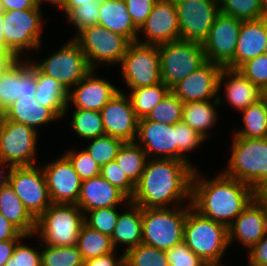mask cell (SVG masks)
I'll return each instance as SVG.
<instances>
[{"label": "cell", "mask_w": 267, "mask_h": 266, "mask_svg": "<svg viewBox=\"0 0 267 266\" xmlns=\"http://www.w3.org/2000/svg\"><path fill=\"white\" fill-rule=\"evenodd\" d=\"M161 80L170 89L206 61L202 43L179 39L158 46Z\"/></svg>", "instance_id": "ba28073f"}, {"label": "cell", "mask_w": 267, "mask_h": 266, "mask_svg": "<svg viewBox=\"0 0 267 266\" xmlns=\"http://www.w3.org/2000/svg\"><path fill=\"white\" fill-rule=\"evenodd\" d=\"M238 70L262 90L267 84V54L248 60Z\"/></svg>", "instance_id": "c3c4849f"}, {"label": "cell", "mask_w": 267, "mask_h": 266, "mask_svg": "<svg viewBox=\"0 0 267 266\" xmlns=\"http://www.w3.org/2000/svg\"><path fill=\"white\" fill-rule=\"evenodd\" d=\"M244 128L233 136L244 138H267V101L260 99L241 111Z\"/></svg>", "instance_id": "e575fe53"}, {"label": "cell", "mask_w": 267, "mask_h": 266, "mask_svg": "<svg viewBox=\"0 0 267 266\" xmlns=\"http://www.w3.org/2000/svg\"><path fill=\"white\" fill-rule=\"evenodd\" d=\"M5 119H6L5 110L0 107V130L1 127L3 126Z\"/></svg>", "instance_id": "03108f58"}, {"label": "cell", "mask_w": 267, "mask_h": 266, "mask_svg": "<svg viewBox=\"0 0 267 266\" xmlns=\"http://www.w3.org/2000/svg\"><path fill=\"white\" fill-rule=\"evenodd\" d=\"M126 207L127 210L119 214L117 224L111 235V241L115 249L118 244L127 245L125 252L142 244L143 211V208L131 201L127 203Z\"/></svg>", "instance_id": "83f0119b"}, {"label": "cell", "mask_w": 267, "mask_h": 266, "mask_svg": "<svg viewBox=\"0 0 267 266\" xmlns=\"http://www.w3.org/2000/svg\"><path fill=\"white\" fill-rule=\"evenodd\" d=\"M220 12L248 21L265 17L261 0H219Z\"/></svg>", "instance_id": "f35d334b"}, {"label": "cell", "mask_w": 267, "mask_h": 266, "mask_svg": "<svg viewBox=\"0 0 267 266\" xmlns=\"http://www.w3.org/2000/svg\"><path fill=\"white\" fill-rule=\"evenodd\" d=\"M15 58L6 50L0 49V73L6 69Z\"/></svg>", "instance_id": "91938a15"}, {"label": "cell", "mask_w": 267, "mask_h": 266, "mask_svg": "<svg viewBox=\"0 0 267 266\" xmlns=\"http://www.w3.org/2000/svg\"><path fill=\"white\" fill-rule=\"evenodd\" d=\"M0 213L22 234L34 236L36 219L28 212L9 184L0 192Z\"/></svg>", "instance_id": "f1b7e54d"}, {"label": "cell", "mask_w": 267, "mask_h": 266, "mask_svg": "<svg viewBox=\"0 0 267 266\" xmlns=\"http://www.w3.org/2000/svg\"><path fill=\"white\" fill-rule=\"evenodd\" d=\"M181 39L202 43L220 13L219 0H174Z\"/></svg>", "instance_id": "5bb4252c"}, {"label": "cell", "mask_w": 267, "mask_h": 266, "mask_svg": "<svg viewBox=\"0 0 267 266\" xmlns=\"http://www.w3.org/2000/svg\"><path fill=\"white\" fill-rule=\"evenodd\" d=\"M148 156L136 142H124L115 161L127 177L136 185L145 169Z\"/></svg>", "instance_id": "d6a6232c"}, {"label": "cell", "mask_w": 267, "mask_h": 266, "mask_svg": "<svg viewBox=\"0 0 267 266\" xmlns=\"http://www.w3.org/2000/svg\"><path fill=\"white\" fill-rule=\"evenodd\" d=\"M222 67L206 61L196 71L180 80L171 91L183 102L218 99V83Z\"/></svg>", "instance_id": "ffe728a7"}, {"label": "cell", "mask_w": 267, "mask_h": 266, "mask_svg": "<svg viewBox=\"0 0 267 266\" xmlns=\"http://www.w3.org/2000/svg\"><path fill=\"white\" fill-rule=\"evenodd\" d=\"M37 133L30 126L5 119L0 130V160L12 167L35 165Z\"/></svg>", "instance_id": "7c38bea8"}, {"label": "cell", "mask_w": 267, "mask_h": 266, "mask_svg": "<svg viewBox=\"0 0 267 266\" xmlns=\"http://www.w3.org/2000/svg\"><path fill=\"white\" fill-rule=\"evenodd\" d=\"M119 266H130L125 260H123Z\"/></svg>", "instance_id": "89a4df30"}, {"label": "cell", "mask_w": 267, "mask_h": 266, "mask_svg": "<svg viewBox=\"0 0 267 266\" xmlns=\"http://www.w3.org/2000/svg\"><path fill=\"white\" fill-rule=\"evenodd\" d=\"M28 237L30 236H25L24 234H22L15 226L11 224L9 220H7L0 213V241L10 239H23Z\"/></svg>", "instance_id": "db71d44e"}, {"label": "cell", "mask_w": 267, "mask_h": 266, "mask_svg": "<svg viewBox=\"0 0 267 266\" xmlns=\"http://www.w3.org/2000/svg\"><path fill=\"white\" fill-rule=\"evenodd\" d=\"M71 120L72 130L85 140L105 135L100 111L75 109Z\"/></svg>", "instance_id": "8d00e7d4"}, {"label": "cell", "mask_w": 267, "mask_h": 266, "mask_svg": "<svg viewBox=\"0 0 267 266\" xmlns=\"http://www.w3.org/2000/svg\"><path fill=\"white\" fill-rule=\"evenodd\" d=\"M21 239H10L0 241V266H5L6 262L13 255L14 248Z\"/></svg>", "instance_id": "6f0895ef"}, {"label": "cell", "mask_w": 267, "mask_h": 266, "mask_svg": "<svg viewBox=\"0 0 267 266\" xmlns=\"http://www.w3.org/2000/svg\"><path fill=\"white\" fill-rule=\"evenodd\" d=\"M99 10L97 24L122 35L130 42L139 41V31L131 20L124 0H102Z\"/></svg>", "instance_id": "4316f807"}, {"label": "cell", "mask_w": 267, "mask_h": 266, "mask_svg": "<svg viewBox=\"0 0 267 266\" xmlns=\"http://www.w3.org/2000/svg\"><path fill=\"white\" fill-rule=\"evenodd\" d=\"M135 142L144 149L148 158L177 160L175 124L168 125L141 118Z\"/></svg>", "instance_id": "7402d4cb"}, {"label": "cell", "mask_w": 267, "mask_h": 266, "mask_svg": "<svg viewBox=\"0 0 267 266\" xmlns=\"http://www.w3.org/2000/svg\"><path fill=\"white\" fill-rule=\"evenodd\" d=\"M257 196L267 205V184L257 192Z\"/></svg>", "instance_id": "e7e4bbea"}, {"label": "cell", "mask_w": 267, "mask_h": 266, "mask_svg": "<svg viewBox=\"0 0 267 266\" xmlns=\"http://www.w3.org/2000/svg\"><path fill=\"white\" fill-rule=\"evenodd\" d=\"M100 2H94L92 4H82L76 8L71 9L66 17L68 22L73 24L77 29V32L84 28L96 25L99 18Z\"/></svg>", "instance_id": "f6af8a7d"}, {"label": "cell", "mask_w": 267, "mask_h": 266, "mask_svg": "<svg viewBox=\"0 0 267 266\" xmlns=\"http://www.w3.org/2000/svg\"><path fill=\"white\" fill-rule=\"evenodd\" d=\"M36 81L32 61L15 59L0 73V107L6 110L20 98L35 97Z\"/></svg>", "instance_id": "2e32d148"}, {"label": "cell", "mask_w": 267, "mask_h": 266, "mask_svg": "<svg viewBox=\"0 0 267 266\" xmlns=\"http://www.w3.org/2000/svg\"><path fill=\"white\" fill-rule=\"evenodd\" d=\"M193 166L190 160L148 158L130 201L141 208H170L171 203L178 207L182 200L191 203Z\"/></svg>", "instance_id": "6da1fadb"}, {"label": "cell", "mask_w": 267, "mask_h": 266, "mask_svg": "<svg viewBox=\"0 0 267 266\" xmlns=\"http://www.w3.org/2000/svg\"><path fill=\"white\" fill-rule=\"evenodd\" d=\"M175 131L177 137V160L188 161L187 152L195 150L205 139L183 121L175 124Z\"/></svg>", "instance_id": "ee69618b"}, {"label": "cell", "mask_w": 267, "mask_h": 266, "mask_svg": "<svg viewBox=\"0 0 267 266\" xmlns=\"http://www.w3.org/2000/svg\"><path fill=\"white\" fill-rule=\"evenodd\" d=\"M243 20L219 13L202 42L206 59L226 67L233 59Z\"/></svg>", "instance_id": "9a60e30c"}, {"label": "cell", "mask_w": 267, "mask_h": 266, "mask_svg": "<svg viewBox=\"0 0 267 266\" xmlns=\"http://www.w3.org/2000/svg\"><path fill=\"white\" fill-rule=\"evenodd\" d=\"M42 170L53 204H77L82 181L64 154L47 163Z\"/></svg>", "instance_id": "ac0fdd59"}, {"label": "cell", "mask_w": 267, "mask_h": 266, "mask_svg": "<svg viewBox=\"0 0 267 266\" xmlns=\"http://www.w3.org/2000/svg\"><path fill=\"white\" fill-rule=\"evenodd\" d=\"M170 91L171 89L163 82L153 86L131 89L129 98L137 117L145 118Z\"/></svg>", "instance_id": "d590c367"}, {"label": "cell", "mask_w": 267, "mask_h": 266, "mask_svg": "<svg viewBox=\"0 0 267 266\" xmlns=\"http://www.w3.org/2000/svg\"><path fill=\"white\" fill-rule=\"evenodd\" d=\"M135 27L139 30L157 0H124Z\"/></svg>", "instance_id": "816d5d0a"}, {"label": "cell", "mask_w": 267, "mask_h": 266, "mask_svg": "<svg viewBox=\"0 0 267 266\" xmlns=\"http://www.w3.org/2000/svg\"><path fill=\"white\" fill-rule=\"evenodd\" d=\"M100 175L122 191L129 199L133 197L136 185L127 177L115 160L103 165L100 169Z\"/></svg>", "instance_id": "7dc6e473"}, {"label": "cell", "mask_w": 267, "mask_h": 266, "mask_svg": "<svg viewBox=\"0 0 267 266\" xmlns=\"http://www.w3.org/2000/svg\"><path fill=\"white\" fill-rule=\"evenodd\" d=\"M84 213L76 204H51L36 219L34 235H39L43 245H77Z\"/></svg>", "instance_id": "5b68a950"}, {"label": "cell", "mask_w": 267, "mask_h": 266, "mask_svg": "<svg viewBox=\"0 0 267 266\" xmlns=\"http://www.w3.org/2000/svg\"><path fill=\"white\" fill-rule=\"evenodd\" d=\"M249 266L267 265V231L248 252Z\"/></svg>", "instance_id": "f5cc1de1"}, {"label": "cell", "mask_w": 267, "mask_h": 266, "mask_svg": "<svg viewBox=\"0 0 267 266\" xmlns=\"http://www.w3.org/2000/svg\"><path fill=\"white\" fill-rule=\"evenodd\" d=\"M87 214H90V216ZM119 214L117 207H105L90 210L84 213V224L111 237L117 224Z\"/></svg>", "instance_id": "7bdbcfd3"}, {"label": "cell", "mask_w": 267, "mask_h": 266, "mask_svg": "<svg viewBox=\"0 0 267 266\" xmlns=\"http://www.w3.org/2000/svg\"><path fill=\"white\" fill-rule=\"evenodd\" d=\"M34 0H0V10H26L35 8Z\"/></svg>", "instance_id": "9f6ffc18"}, {"label": "cell", "mask_w": 267, "mask_h": 266, "mask_svg": "<svg viewBox=\"0 0 267 266\" xmlns=\"http://www.w3.org/2000/svg\"><path fill=\"white\" fill-rule=\"evenodd\" d=\"M265 54H267V41H266V47H265Z\"/></svg>", "instance_id": "8c879c8a"}, {"label": "cell", "mask_w": 267, "mask_h": 266, "mask_svg": "<svg viewBox=\"0 0 267 266\" xmlns=\"http://www.w3.org/2000/svg\"><path fill=\"white\" fill-rule=\"evenodd\" d=\"M169 266H204L207 263L188 248L184 241L165 251Z\"/></svg>", "instance_id": "681fc988"}, {"label": "cell", "mask_w": 267, "mask_h": 266, "mask_svg": "<svg viewBox=\"0 0 267 266\" xmlns=\"http://www.w3.org/2000/svg\"><path fill=\"white\" fill-rule=\"evenodd\" d=\"M261 91H262V99L267 101V84Z\"/></svg>", "instance_id": "003e7915"}, {"label": "cell", "mask_w": 267, "mask_h": 266, "mask_svg": "<svg viewBox=\"0 0 267 266\" xmlns=\"http://www.w3.org/2000/svg\"><path fill=\"white\" fill-rule=\"evenodd\" d=\"M183 105L184 103L170 91L145 119L174 125L182 121Z\"/></svg>", "instance_id": "ab89813d"}, {"label": "cell", "mask_w": 267, "mask_h": 266, "mask_svg": "<svg viewBox=\"0 0 267 266\" xmlns=\"http://www.w3.org/2000/svg\"><path fill=\"white\" fill-rule=\"evenodd\" d=\"M223 80H227L224 84L225 98L227 97L228 102L240 111L262 99L261 89L250 82L238 69L222 67L218 91L225 82Z\"/></svg>", "instance_id": "484cf974"}, {"label": "cell", "mask_w": 267, "mask_h": 266, "mask_svg": "<svg viewBox=\"0 0 267 266\" xmlns=\"http://www.w3.org/2000/svg\"><path fill=\"white\" fill-rule=\"evenodd\" d=\"M9 167L8 169V172L5 174L4 173V168L5 167ZM0 192L2 191V189L7 185L9 184V176H10V173H11V170H12V166L2 162L0 160ZM4 174V175H3Z\"/></svg>", "instance_id": "94428289"}, {"label": "cell", "mask_w": 267, "mask_h": 266, "mask_svg": "<svg viewBox=\"0 0 267 266\" xmlns=\"http://www.w3.org/2000/svg\"><path fill=\"white\" fill-rule=\"evenodd\" d=\"M201 176L195 169L191 206L203 216L227 228L257 195L248 184L227 177L222 172L211 180Z\"/></svg>", "instance_id": "7a4b0ae2"}, {"label": "cell", "mask_w": 267, "mask_h": 266, "mask_svg": "<svg viewBox=\"0 0 267 266\" xmlns=\"http://www.w3.org/2000/svg\"><path fill=\"white\" fill-rule=\"evenodd\" d=\"M204 266H222V265H219V264H206Z\"/></svg>", "instance_id": "2644e50d"}, {"label": "cell", "mask_w": 267, "mask_h": 266, "mask_svg": "<svg viewBox=\"0 0 267 266\" xmlns=\"http://www.w3.org/2000/svg\"><path fill=\"white\" fill-rule=\"evenodd\" d=\"M222 99L214 101L185 102L183 105L182 121L194 129L205 140L209 136L208 130L213 128L217 120L216 107L220 106Z\"/></svg>", "instance_id": "4dcf8cb0"}, {"label": "cell", "mask_w": 267, "mask_h": 266, "mask_svg": "<svg viewBox=\"0 0 267 266\" xmlns=\"http://www.w3.org/2000/svg\"><path fill=\"white\" fill-rule=\"evenodd\" d=\"M37 6L26 10L2 11L4 50L15 59L27 49L38 50L41 47L42 15Z\"/></svg>", "instance_id": "52a82bcc"}, {"label": "cell", "mask_w": 267, "mask_h": 266, "mask_svg": "<svg viewBox=\"0 0 267 266\" xmlns=\"http://www.w3.org/2000/svg\"><path fill=\"white\" fill-rule=\"evenodd\" d=\"M84 262L77 245H44L41 250V266H84Z\"/></svg>", "instance_id": "74e56055"}, {"label": "cell", "mask_w": 267, "mask_h": 266, "mask_svg": "<svg viewBox=\"0 0 267 266\" xmlns=\"http://www.w3.org/2000/svg\"><path fill=\"white\" fill-rule=\"evenodd\" d=\"M77 247L85 260L107 255L115 251L111 237L83 224L80 228Z\"/></svg>", "instance_id": "836d02e7"}, {"label": "cell", "mask_w": 267, "mask_h": 266, "mask_svg": "<svg viewBox=\"0 0 267 266\" xmlns=\"http://www.w3.org/2000/svg\"><path fill=\"white\" fill-rule=\"evenodd\" d=\"M266 231L267 205L256 195L228 227V244L238 239L250 250Z\"/></svg>", "instance_id": "44dd1931"}, {"label": "cell", "mask_w": 267, "mask_h": 266, "mask_svg": "<svg viewBox=\"0 0 267 266\" xmlns=\"http://www.w3.org/2000/svg\"><path fill=\"white\" fill-rule=\"evenodd\" d=\"M227 177L248 184L256 193L267 184V138L233 136Z\"/></svg>", "instance_id": "3957f363"}, {"label": "cell", "mask_w": 267, "mask_h": 266, "mask_svg": "<svg viewBox=\"0 0 267 266\" xmlns=\"http://www.w3.org/2000/svg\"><path fill=\"white\" fill-rule=\"evenodd\" d=\"M6 120L22 123L37 128L40 125L59 119L49 108L36 101L35 97H26L16 100L6 110Z\"/></svg>", "instance_id": "f546056e"}, {"label": "cell", "mask_w": 267, "mask_h": 266, "mask_svg": "<svg viewBox=\"0 0 267 266\" xmlns=\"http://www.w3.org/2000/svg\"><path fill=\"white\" fill-rule=\"evenodd\" d=\"M102 0H63L61 10L67 14L71 9L76 8L82 4H92L94 2H101Z\"/></svg>", "instance_id": "680465c9"}, {"label": "cell", "mask_w": 267, "mask_h": 266, "mask_svg": "<svg viewBox=\"0 0 267 266\" xmlns=\"http://www.w3.org/2000/svg\"><path fill=\"white\" fill-rule=\"evenodd\" d=\"M123 253L130 266H169L165 251L143 243Z\"/></svg>", "instance_id": "60d3db41"}, {"label": "cell", "mask_w": 267, "mask_h": 266, "mask_svg": "<svg viewBox=\"0 0 267 266\" xmlns=\"http://www.w3.org/2000/svg\"><path fill=\"white\" fill-rule=\"evenodd\" d=\"M183 241L207 264H219L228 244V228L207 218L192 206L187 211Z\"/></svg>", "instance_id": "277c9868"}, {"label": "cell", "mask_w": 267, "mask_h": 266, "mask_svg": "<svg viewBox=\"0 0 267 266\" xmlns=\"http://www.w3.org/2000/svg\"><path fill=\"white\" fill-rule=\"evenodd\" d=\"M36 166L12 167L9 176V185L35 219L52 204L44 172Z\"/></svg>", "instance_id": "4fadbf2b"}, {"label": "cell", "mask_w": 267, "mask_h": 266, "mask_svg": "<svg viewBox=\"0 0 267 266\" xmlns=\"http://www.w3.org/2000/svg\"><path fill=\"white\" fill-rule=\"evenodd\" d=\"M119 90L106 79L95 77V69H92L68 91L66 112L69 102L74 104L75 109L101 111Z\"/></svg>", "instance_id": "603a6c76"}, {"label": "cell", "mask_w": 267, "mask_h": 266, "mask_svg": "<svg viewBox=\"0 0 267 266\" xmlns=\"http://www.w3.org/2000/svg\"><path fill=\"white\" fill-rule=\"evenodd\" d=\"M261 1L265 12V17H267V0H261Z\"/></svg>", "instance_id": "a7ac6f4b"}, {"label": "cell", "mask_w": 267, "mask_h": 266, "mask_svg": "<svg viewBox=\"0 0 267 266\" xmlns=\"http://www.w3.org/2000/svg\"><path fill=\"white\" fill-rule=\"evenodd\" d=\"M120 64L128 89L162 83L158 45L131 42Z\"/></svg>", "instance_id": "30bf717a"}, {"label": "cell", "mask_w": 267, "mask_h": 266, "mask_svg": "<svg viewBox=\"0 0 267 266\" xmlns=\"http://www.w3.org/2000/svg\"><path fill=\"white\" fill-rule=\"evenodd\" d=\"M138 31L145 35L143 44L159 46L181 39L174 0H157Z\"/></svg>", "instance_id": "d6986e66"}, {"label": "cell", "mask_w": 267, "mask_h": 266, "mask_svg": "<svg viewBox=\"0 0 267 266\" xmlns=\"http://www.w3.org/2000/svg\"><path fill=\"white\" fill-rule=\"evenodd\" d=\"M267 17L243 21L235 49L234 59L226 66L239 69L245 62L265 53Z\"/></svg>", "instance_id": "d4e9b609"}, {"label": "cell", "mask_w": 267, "mask_h": 266, "mask_svg": "<svg viewBox=\"0 0 267 266\" xmlns=\"http://www.w3.org/2000/svg\"><path fill=\"white\" fill-rule=\"evenodd\" d=\"M88 140H91L92 142L85 150L95 160L99 167L115 160L118 150L124 143L122 140L108 135Z\"/></svg>", "instance_id": "b9f144b4"}, {"label": "cell", "mask_w": 267, "mask_h": 266, "mask_svg": "<svg viewBox=\"0 0 267 266\" xmlns=\"http://www.w3.org/2000/svg\"><path fill=\"white\" fill-rule=\"evenodd\" d=\"M0 49H4L3 14H2V10H0Z\"/></svg>", "instance_id": "be15d7a7"}, {"label": "cell", "mask_w": 267, "mask_h": 266, "mask_svg": "<svg viewBox=\"0 0 267 266\" xmlns=\"http://www.w3.org/2000/svg\"><path fill=\"white\" fill-rule=\"evenodd\" d=\"M72 163L74 170L79 175L81 181L100 175L101 167L95 162L87 151H68L64 154Z\"/></svg>", "instance_id": "bcb514c9"}, {"label": "cell", "mask_w": 267, "mask_h": 266, "mask_svg": "<svg viewBox=\"0 0 267 266\" xmlns=\"http://www.w3.org/2000/svg\"><path fill=\"white\" fill-rule=\"evenodd\" d=\"M35 99L49 108L59 119L66 115L68 91L52 77L41 73L36 68Z\"/></svg>", "instance_id": "1f68e13d"}, {"label": "cell", "mask_w": 267, "mask_h": 266, "mask_svg": "<svg viewBox=\"0 0 267 266\" xmlns=\"http://www.w3.org/2000/svg\"><path fill=\"white\" fill-rule=\"evenodd\" d=\"M32 64L41 73L58 81L67 91L92 70L85 54L73 38L41 63L34 61Z\"/></svg>", "instance_id": "8fae6325"}, {"label": "cell", "mask_w": 267, "mask_h": 266, "mask_svg": "<svg viewBox=\"0 0 267 266\" xmlns=\"http://www.w3.org/2000/svg\"><path fill=\"white\" fill-rule=\"evenodd\" d=\"M114 253L115 251L104 256L85 260L84 266H119V264L124 260V253L119 258H117V256H115L116 253Z\"/></svg>", "instance_id": "11a10c76"}, {"label": "cell", "mask_w": 267, "mask_h": 266, "mask_svg": "<svg viewBox=\"0 0 267 266\" xmlns=\"http://www.w3.org/2000/svg\"><path fill=\"white\" fill-rule=\"evenodd\" d=\"M191 203L183 209L143 208L142 243L167 251L183 241L184 223Z\"/></svg>", "instance_id": "8992f818"}, {"label": "cell", "mask_w": 267, "mask_h": 266, "mask_svg": "<svg viewBox=\"0 0 267 266\" xmlns=\"http://www.w3.org/2000/svg\"><path fill=\"white\" fill-rule=\"evenodd\" d=\"M73 39L79 44L91 69H96L101 63L120 65L131 43L99 24L82 29Z\"/></svg>", "instance_id": "9c48e42d"}, {"label": "cell", "mask_w": 267, "mask_h": 266, "mask_svg": "<svg viewBox=\"0 0 267 266\" xmlns=\"http://www.w3.org/2000/svg\"><path fill=\"white\" fill-rule=\"evenodd\" d=\"M127 201V202H126ZM130 199L101 175L81 182L77 206L83 213L105 207H117L129 203Z\"/></svg>", "instance_id": "cb8c5ba5"}, {"label": "cell", "mask_w": 267, "mask_h": 266, "mask_svg": "<svg viewBox=\"0 0 267 266\" xmlns=\"http://www.w3.org/2000/svg\"><path fill=\"white\" fill-rule=\"evenodd\" d=\"M34 1H35V4L37 5L38 8H41L42 3H44L46 1V2H49L51 4H54L58 7H60V9H61L63 0H34Z\"/></svg>", "instance_id": "6125c7cd"}, {"label": "cell", "mask_w": 267, "mask_h": 266, "mask_svg": "<svg viewBox=\"0 0 267 266\" xmlns=\"http://www.w3.org/2000/svg\"><path fill=\"white\" fill-rule=\"evenodd\" d=\"M5 266H41V251L19 241Z\"/></svg>", "instance_id": "f907efd6"}, {"label": "cell", "mask_w": 267, "mask_h": 266, "mask_svg": "<svg viewBox=\"0 0 267 266\" xmlns=\"http://www.w3.org/2000/svg\"><path fill=\"white\" fill-rule=\"evenodd\" d=\"M100 113L105 135L118 138L123 142H135L139 118L125 92L119 90Z\"/></svg>", "instance_id": "e0dca14e"}]
</instances>
